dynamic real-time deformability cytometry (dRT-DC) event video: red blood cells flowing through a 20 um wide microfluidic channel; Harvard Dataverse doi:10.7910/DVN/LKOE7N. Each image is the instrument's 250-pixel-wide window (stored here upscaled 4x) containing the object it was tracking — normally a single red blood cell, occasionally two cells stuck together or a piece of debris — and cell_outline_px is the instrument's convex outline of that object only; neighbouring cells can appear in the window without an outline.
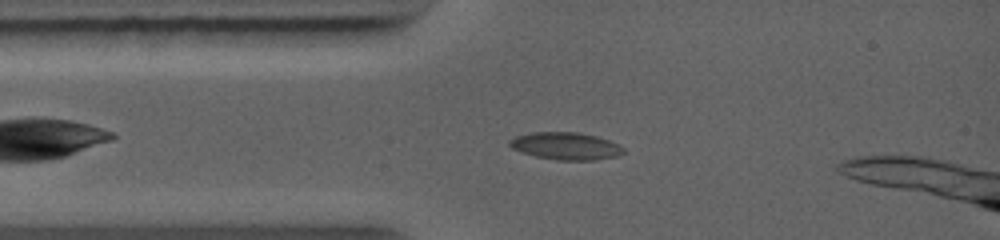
{"species": "common noctule bat (a hibernating species)", "species_latin": "Nyctalus noctula", "temperature_condition": "warm", "stored_images_in_passage": 27, "camera_frame_rate_fps": 5000, "um_per_image_px": 0.085, "animal": {"sex": "female", "body_mass_g": 19.0, "forearm_length_mm": 56.7}, "frame": {"image": 1, "passage_image": 6, "time_ms": 2.0, "image_size_px": [1000, 240], "cell_outline_px": [[624, 152], [616, 156], [596, 160], [556, 160], [536, 156], [520, 152], [512, 148], [508, 144], [508, 140], [516, 136], [536, 132], [576, 132], [596, 136], [608, 140], [624, 148]], "centroid_in_image_um": [48.06, 12.41], "position_along_channel_um": 36.9, "area_um2": 18.03}}
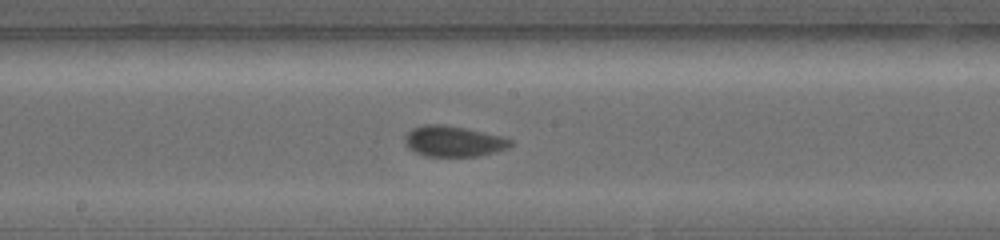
{"frame": {"image": 2, "passage_image": 15, "time_ms": 5.8, "image_size_px": [1000, 240], "cell_outline_px": [[512, 144], [508, 148], [496, 152], [476, 156], [424, 156], [408, 148], [404, 144], [404, 136], [412, 128], [424, 124], [444, 124], [504, 136], [512, 140]], "centroid_in_image_um": [38.53, 12.0], "position_along_channel_um": 209.7, "area_um2": 19.07}}
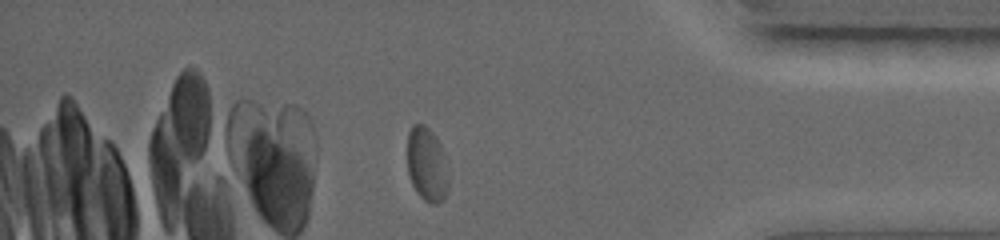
{"frame": {"image": 3, "passage_image": 24, "time_ms": 10.4, "image_size_px": [1000, 240], "cell_outline_px": [[448, 192], [444, 200], [436, 204], [432, 204], [424, 200], [416, 192], [408, 176], [408, 132], [412, 124], [424, 124], [436, 136], [444, 152], [448, 180]], "centroid_in_image_um": [36.29, 13.99], "position_along_channel_um": 398.9, "area_um2": 18.03}}